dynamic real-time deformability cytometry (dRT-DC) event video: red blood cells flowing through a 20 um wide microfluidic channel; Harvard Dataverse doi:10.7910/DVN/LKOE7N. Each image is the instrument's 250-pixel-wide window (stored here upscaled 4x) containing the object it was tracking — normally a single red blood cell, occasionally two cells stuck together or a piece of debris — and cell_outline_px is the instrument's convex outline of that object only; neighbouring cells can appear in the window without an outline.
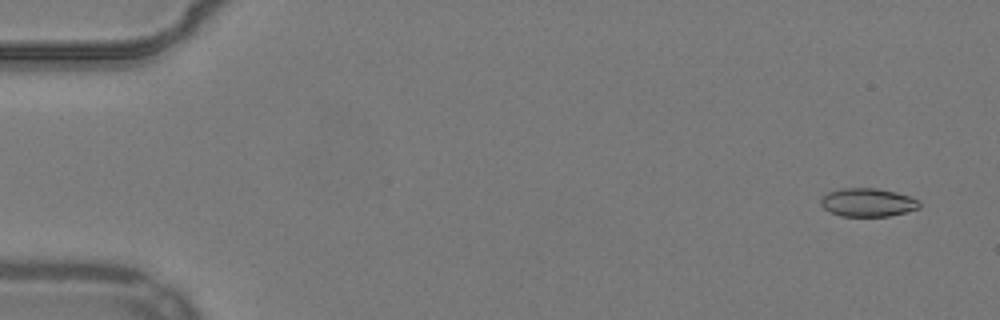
{"species": "common noctule bat (a hibernating species)", "species_latin": "Nyctalus noctula", "temperature_condition": "warm", "stored_images_in_passage": 54, "camera_frame_rate_fps": 3000, "um_per_image_px": 0.085, "animal": {"sex": "male", "body_mass_g": 19.2, "forearm_length_mm": 51.8}, "frame": {"image": 1, "passage_image": 3, "time_ms": 0.667, "image_size_px": [1000, 320], "cell_outline_px": [[920, 208], [908, 212], [888, 216], [840, 216], [828, 212], [820, 204], [820, 200], [828, 192], [840, 188], [876, 188], [896, 192], [920, 200]], "centroid_in_image_um": [73.76, 17.21], "position_along_channel_um": 11.2, "area_um2": 16.47}}
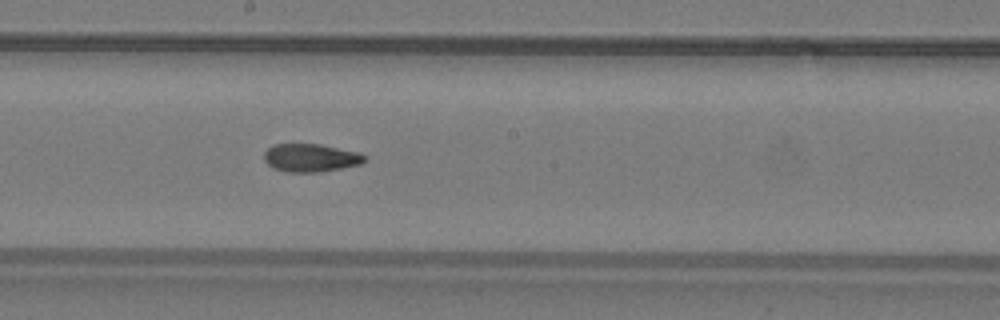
{"frame": {"image": 2, "passage_image": 30, "time_ms": 9.667, "image_size_px": [1000, 320], "cell_outline_px": [[368, 160], [360, 164], [320, 172], [288, 172], [272, 168], [264, 160], [264, 152], [268, 148], [276, 144], [320, 144], [360, 152], [368, 156]], "centroid_in_image_um": [26.44, 13.41], "position_along_channel_um": 221.8, "area_um2": 16.59}}
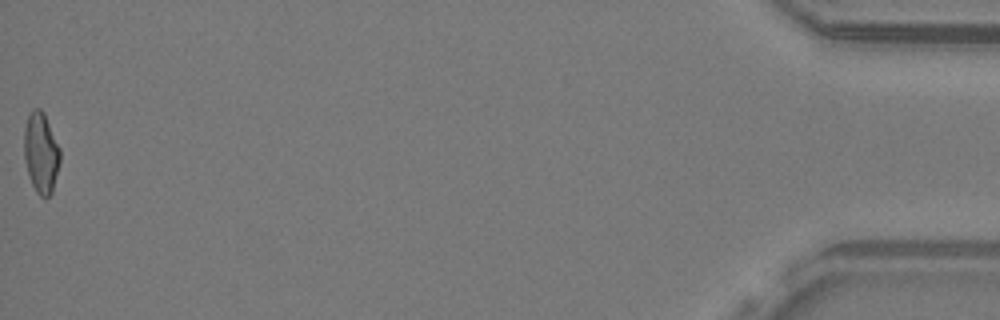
{"frame": {"image": 3, "passage_image": 54, "time_ms": 17.667, "image_size_px": [1000, 320], "cell_outline_px": [[60, 160], [52, 192], [48, 196], [40, 196], [36, 192], [32, 184], [24, 160], [24, 128], [28, 116], [32, 108], [40, 108], [44, 112], [60, 148]], "centroid_in_image_um": [3.48, 12.95], "position_along_channel_um": 431.7, "area_um2": 16.88}, "authors_computed_cell_mechanics": {"area_um2": 16.7331, "velocity_mm_per_s": 3.8882, "shape_relaxation_time_tau1_ms": null, "shape_relaxation_time_tau2_ms": 2.9665, "deformation_change_tau1": null, "deformation_change_tau2": 0.1007}}